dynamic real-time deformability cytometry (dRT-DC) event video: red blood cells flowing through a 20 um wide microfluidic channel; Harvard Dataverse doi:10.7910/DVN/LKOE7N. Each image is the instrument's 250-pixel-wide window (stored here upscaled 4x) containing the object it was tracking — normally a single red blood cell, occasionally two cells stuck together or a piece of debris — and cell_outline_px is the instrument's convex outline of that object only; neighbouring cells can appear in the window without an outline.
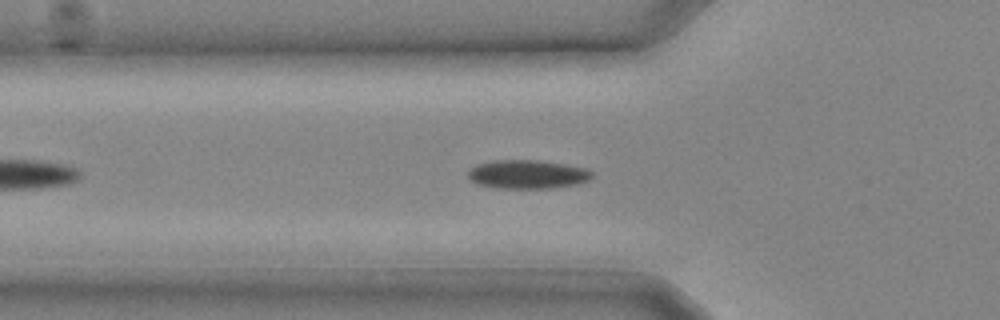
{"species": "common noctule bat (a hibernating species)", "species_latin": "Nyctalus noctula", "temperature_condition": "cold", "stored_images_in_passage": 16, "camera_frame_rate_fps": 3000, "um_per_image_px": 0.085, "animal": {"sex": "male", "body_mass_g": 20.4}, "frame": {"image": 1, "passage_image": 5, "time_ms": 1.333, "image_size_px": [1000, 320], "cell_outline_px": [[592, 176], [588, 180], [576, 184], [552, 188], [500, 188], [476, 184], [468, 176], [468, 172], [476, 164], [492, 160], [540, 160], [588, 168], [592, 172]], "centroid_in_image_um": [44.84, 14.81], "position_along_channel_um": 81.0, "area_um2": 20.75}}
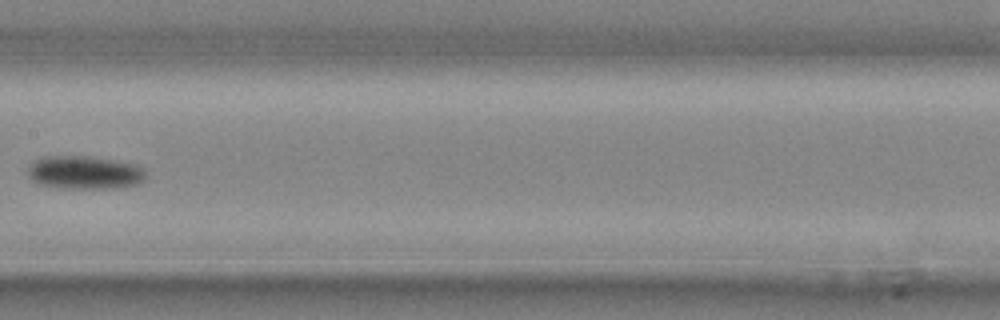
{"frame": {"image": 2, "passage_image": 10, "time_ms": 3.0, "image_size_px": [1000, 320], "cell_outline_px": [[144, 180], [136, 184], [112, 188], [64, 188], [36, 184], [28, 176], [28, 168], [36, 160], [44, 156], [88, 156], [116, 160], [136, 164], [144, 168]], "centroid_in_image_um": [7.17, 14.66], "position_along_channel_um": 200.2, "area_um2": 22.83}}
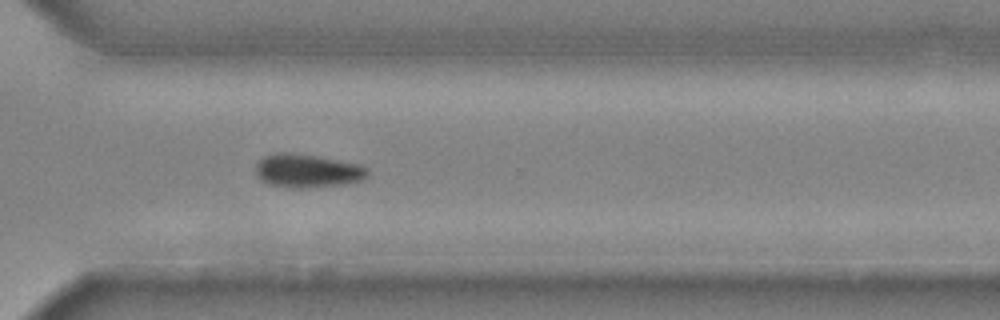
{"frame": {"image": 3, "passage_image": 16, "time_ms": 5.0, "image_size_px": [1000, 320], "cell_outline_px": [[368, 176], [364, 180], [348, 184], [308, 188], [292, 188], [272, 184], [260, 180], [256, 172], [256, 164], [264, 156], [276, 152], [292, 152], [316, 156], [360, 164], [368, 168]], "centroid_in_image_um": [26.17, 14.52], "position_along_channel_um": 344.4, "area_um2": 22.08}}